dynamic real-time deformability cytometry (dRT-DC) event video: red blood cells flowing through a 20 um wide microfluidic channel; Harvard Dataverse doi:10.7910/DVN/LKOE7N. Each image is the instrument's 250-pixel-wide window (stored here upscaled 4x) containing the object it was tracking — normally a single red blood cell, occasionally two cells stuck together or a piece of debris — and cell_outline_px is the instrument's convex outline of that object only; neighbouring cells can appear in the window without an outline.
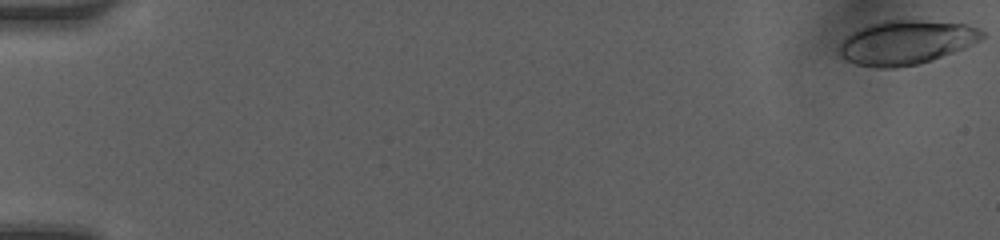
{"species": "human", "species_latin": "Homo sapiens", "temperature_condition": "room temperature", "stored_images_in_passage": 50, "camera_frame_rate_fps": 3000, "um_per_image_px": 0.085, "donor": {"sex": "female"}, "frame": {"image": 1, "passage_image": 1, "time_ms": 0.0, "image_size_px": [1000, 240], "cell_outline_px": [[984, 36], [980, 40], [964, 48], [932, 60], [916, 64], [896, 68], [876, 68], [856, 64], [844, 60], [840, 56], [840, 44], [852, 32], [868, 24], [880, 20], [920, 20], [964, 24], [980, 28], [984, 32]], "centroid_in_image_um": [77.01, 3.6], "position_along_channel_um": 8.0, "area_um2": 36.7}}
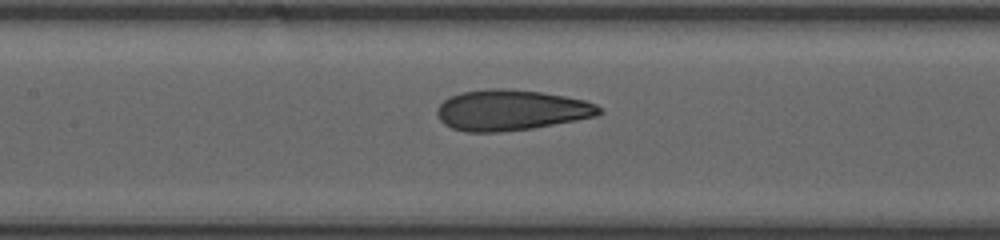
{"frame": {"image": 2, "passage_image": 25, "time_ms": 8.0, "image_size_px": [1000, 240], "cell_outline_px": [[604, 112], [596, 116], [576, 120], [532, 128], [500, 132], [468, 132], [452, 128], [444, 124], [440, 120], [436, 112], [436, 108], [448, 96], [460, 92], [488, 88], [508, 88], [540, 92], [564, 96], [584, 100], [596, 104]], "centroid_in_image_um": [43.41, 9.35], "position_along_channel_um": 164.0, "area_um2": 38.55}}
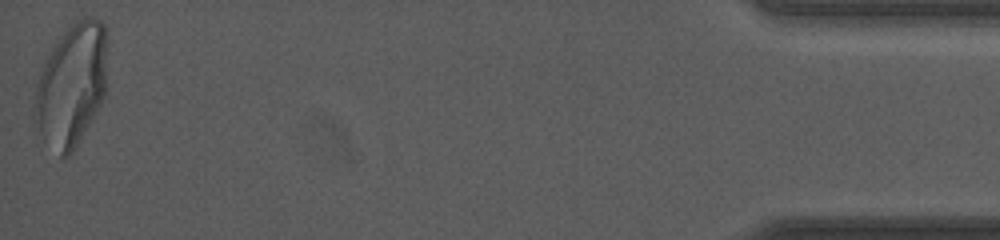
{"frame": {"image": 3, "passage_image": 50, "time_ms": 16.333, "image_size_px": [1000, 240], "cell_outline_px": [[108, 36], [104, 96], [100, 104], [80, 140], [72, 152], [68, 156], [60, 156], [44, 140], [40, 132], [36, 120], [36, 84], [40, 72], [52, 44], [60, 36], [80, 20], [88, 16], [96, 16], [108, 28]], "centroid_in_image_um": [6.12, 7.17], "position_along_channel_um": 429.1, "area_um2": 51.5}, "authors_computed_cell_mechanics": {"area_um2": 38.1769, "velocity_mm_per_s": 4.1982, "shape_relaxation_time_tau1_ms": 8.6977, "shape_relaxation_time_tau2_ms": 0.914, "deformation_change_tau1": 0.2651, "deformation_change_tau2": 0.0798}}